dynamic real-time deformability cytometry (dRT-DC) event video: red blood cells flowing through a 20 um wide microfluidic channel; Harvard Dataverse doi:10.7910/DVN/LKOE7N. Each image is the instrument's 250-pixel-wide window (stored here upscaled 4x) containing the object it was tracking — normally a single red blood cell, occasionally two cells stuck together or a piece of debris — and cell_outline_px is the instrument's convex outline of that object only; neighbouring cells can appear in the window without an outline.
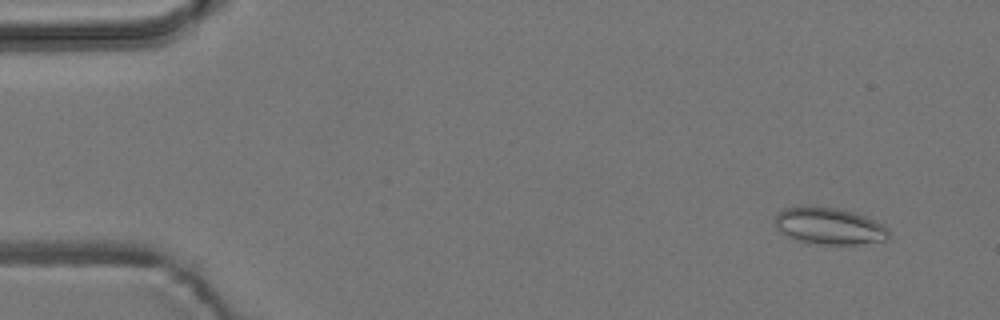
{"species": "common noctule bat (a hibernating species)", "species_latin": "Nyctalus noctula", "temperature_condition": "room temperature", "stored_images_in_passage": 5, "camera_frame_rate_fps": 3000, "um_per_image_px": 0.085, "animal": {"sex": "male", "body_mass_g": 19.2, "forearm_length_mm": 51.8}, "frame": {"image": 1, "passage_image": 1, "time_ms": 0.0, "image_size_px": [1000, 320], "cell_outline_px": [[888, 240], [856, 244], [808, 244], [788, 236], [780, 232], [776, 224], [776, 216], [784, 208], [804, 204], [812, 204], [836, 208], [852, 212], [864, 216], [888, 228]], "centroid_in_image_um": [70.44, 19.19], "position_along_channel_um": 14.6, "area_um2": 24.51}}